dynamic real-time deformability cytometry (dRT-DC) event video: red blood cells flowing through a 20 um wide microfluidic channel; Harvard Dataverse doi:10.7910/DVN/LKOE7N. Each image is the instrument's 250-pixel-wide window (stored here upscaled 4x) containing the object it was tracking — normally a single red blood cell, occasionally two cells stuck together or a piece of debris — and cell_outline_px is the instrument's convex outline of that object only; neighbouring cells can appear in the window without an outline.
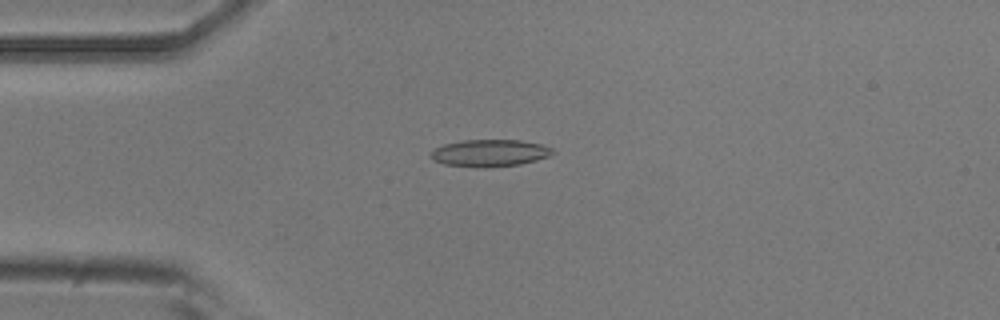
{"species": "common noctule bat (a hibernating species)", "species_latin": "Nyctalus noctula", "temperature_condition": "room temperature", "stored_images_in_passage": 8, "camera_frame_rate_fps": 3000, "um_per_image_px": 0.085, "animal": {"sex": "male", "body_mass_g": 20.5, "forearm_length_mm": 52.5}, "frame": {"image": 1, "passage_image": 4, "time_ms": 1.0, "image_size_px": [1000, 320], "cell_outline_px": [[556, 152], [548, 156], [536, 160], [520, 164], [444, 164], [432, 160], [428, 152], [444, 144], [464, 140], [520, 140], [540, 144], [552, 148]], "centroid_in_image_um": [41.64, 12.94], "position_along_channel_um": 43.4, "area_um2": 18.15}}
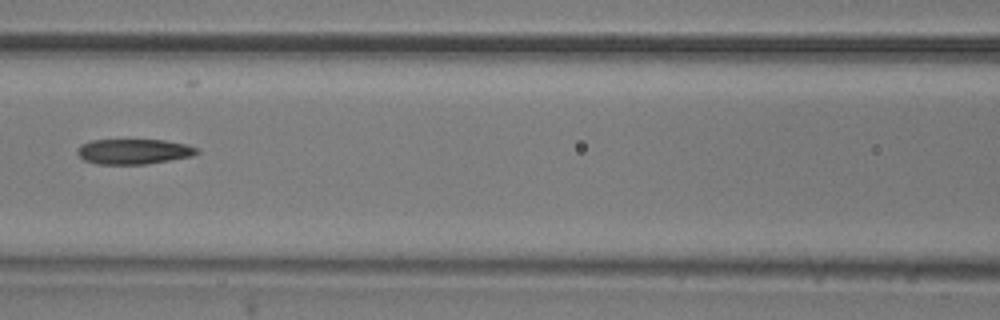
{"frame": {"image": 2, "passage_image": 7, "time_ms": 2.0, "image_size_px": [1000, 320], "cell_outline_px": [[200, 152], [192, 156], [144, 164], [96, 164], [84, 160], [76, 152], [76, 148], [80, 144], [92, 140], [164, 140], [184, 144], [196, 148]], "centroid_in_image_um": [11.31, 12.87], "position_along_channel_um": 155.3, "area_um2": 17.46}}
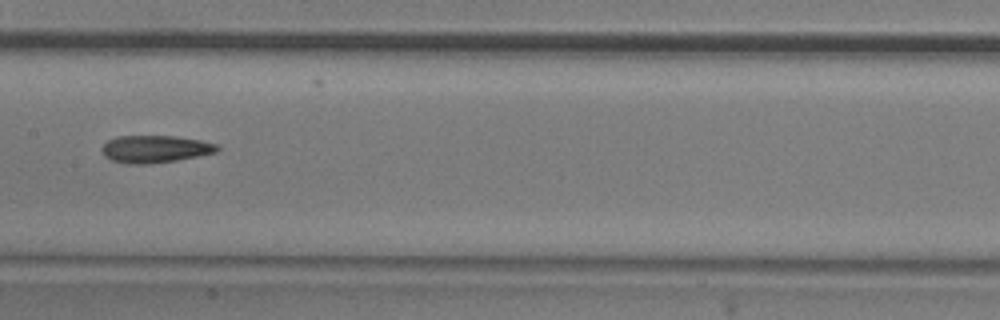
{"frame": {"image": 3, "passage_image": 8, "time_ms": 2.333, "image_size_px": [1000, 320], "cell_outline_px": [[220, 148], [216, 152], [176, 160], [148, 164], [128, 164], [112, 160], [104, 156], [100, 148], [108, 140], [116, 136], [176, 136], [200, 140], [216, 144]], "centroid_in_image_um": [13.14, 12.66], "position_along_channel_um": 194.3, "area_um2": 18.32}}